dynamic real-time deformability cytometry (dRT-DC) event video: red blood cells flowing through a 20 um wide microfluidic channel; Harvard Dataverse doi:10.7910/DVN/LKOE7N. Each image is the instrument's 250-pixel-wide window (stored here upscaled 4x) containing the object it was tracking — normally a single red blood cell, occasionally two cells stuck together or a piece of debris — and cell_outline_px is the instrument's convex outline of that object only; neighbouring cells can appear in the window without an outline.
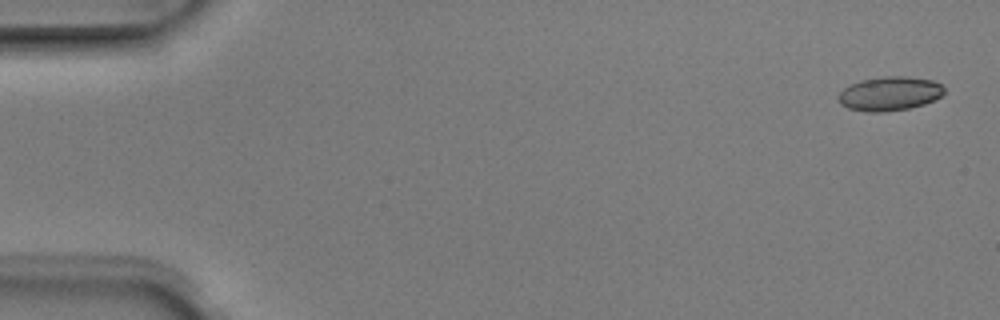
{"species": "Egyptian fruit bat (a non-hibernating species)", "species_latin": "Rousettus aegyptiacus", "temperature_condition": "room temperature", "stored_images_in_passage": 6, "camera_frame_rate_fps": 3000, "um_per_image_px": 0.085, "animal": {"sex": "male"}, "frame": {"image": 1, "passage_image": 1, "time_ms": 0.0, "image_size_px": [1000, 320], "cell_outline_px": [[944, 92], [940, 96], [924, 104], [908, 108], [884, 112], [864, 112], [848, 108], [840, 104], [836, 96], [844, 88], [860, 80], [884, 76], [908, 76], [932, 80], [940, 84], [944, 88]], "centroid_in_image_um": [75.58, 7.96], "position_along_channel_um": 9.4, "area_um2": 21.04}}
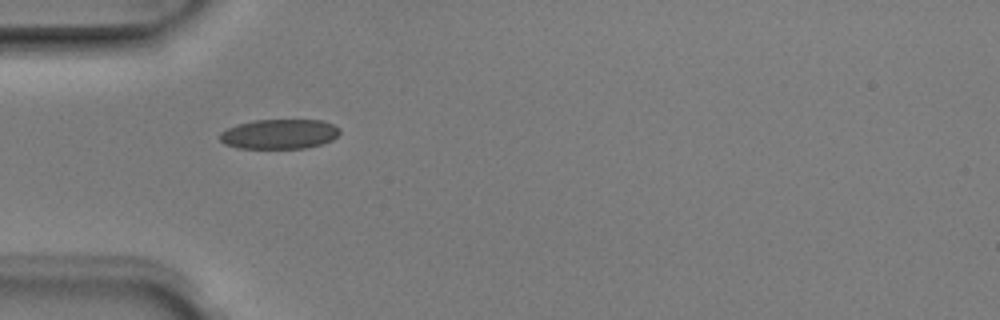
{"frame": {"image": 2, "passage_image": 5, "time_ms": 1.333, "image_size_px": [1000, 320], "cell_outline_px": [[340, 132], [332, 140], [324, 144], [304, 148], [240, 148], [224, 144], [220, 140], [220, 132], [236, 124], [256, 120], [320, 120], [332, 124], [340, 128]], "centroid_in_image_um": [23.75, 11.39], "position_along_channel_um": 61.3, "area_um2": 20.81}}
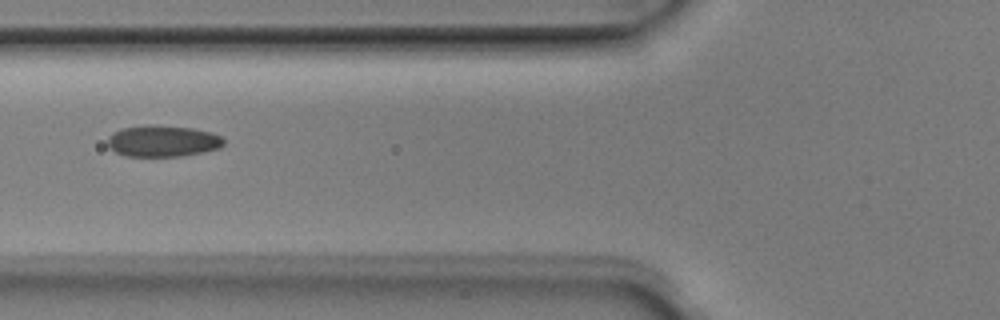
{"frame": {"image": 3, "passage_image": 6, "time_ms": 1.667, "image_size_px": [1000, 320], "cell_outline_px": [[224, 144], [220, 148], [204, 152], [184, 156], [124, 156], [108, 148], [108, 136], [112, 132], [120, 128], [144, 124], [148, 124], [192, 128], [212, 132], [220, 136], [224, 140]], "centroid_in_image_um": [13.8, 11.98], "position_along_channel_um": 112.0, "area_um2": 21.62}}